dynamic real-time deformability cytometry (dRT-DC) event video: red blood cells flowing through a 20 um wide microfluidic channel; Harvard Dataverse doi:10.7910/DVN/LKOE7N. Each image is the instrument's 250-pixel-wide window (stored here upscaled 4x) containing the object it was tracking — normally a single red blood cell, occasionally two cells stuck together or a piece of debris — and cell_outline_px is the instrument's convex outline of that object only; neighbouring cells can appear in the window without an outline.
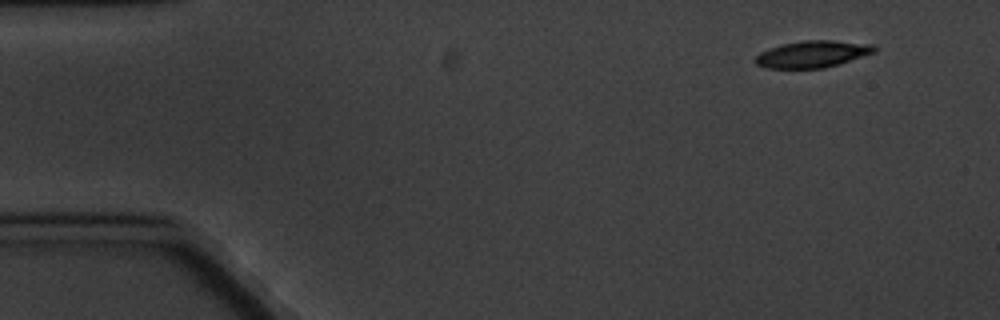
{"species": "common noctule bat (a hibernating species)", "species_latin": "Nyctalus noctula", "temperature_condition": "cold", "stored_images_in_passage": 10, "camera_frame_rate_fps": 3000, "um_per_image_px": 0.085, "animal": {"sex": "male", "body_mass_g": 20.1, "forearm_length_mm": 53.5}, "frame": {"image": 1, "passage_image": 1, "time_ms": 0.0, "image_size_px": [1000, 320], "cell_outline_px": [[876, 52], [824, 68], [764, 68], [756, 64], [752, 60], [760, 52], [784, 44], [804, 40], [832, 40], [872, 44], [876, 48]], "centroid_in_image_um": [69.04, 4.6], "position_along_channel_um": 16.0, "area_um2": 18.44}}
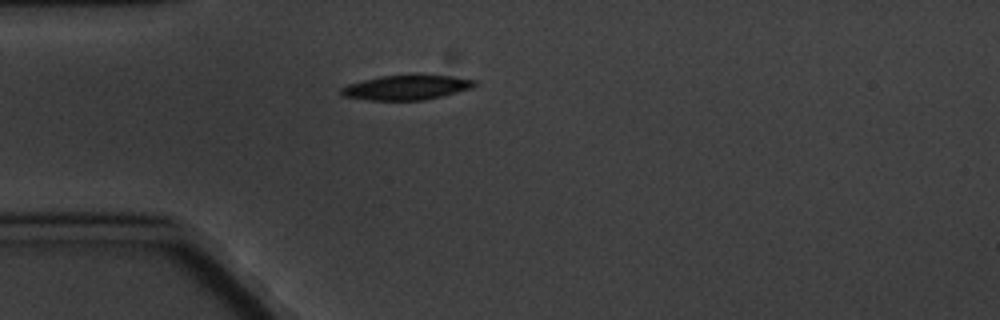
{"frame": {"image": 2, "passage_image": 4, "time_ms": 3.667, "image_size_px": [1000, 320], "cell_outline_px": [[480, 84], [472, 88], [424, 100], [368, 100], [344, 96], [340, 92], [340, 88], [348, 84], [380, 76], [416, 72], [452, 76], [476, 80]], "centroid_in_image_um": [34.61, 7.39], "position_along_channel_um": 50.4, "area_um2": 19.88}}